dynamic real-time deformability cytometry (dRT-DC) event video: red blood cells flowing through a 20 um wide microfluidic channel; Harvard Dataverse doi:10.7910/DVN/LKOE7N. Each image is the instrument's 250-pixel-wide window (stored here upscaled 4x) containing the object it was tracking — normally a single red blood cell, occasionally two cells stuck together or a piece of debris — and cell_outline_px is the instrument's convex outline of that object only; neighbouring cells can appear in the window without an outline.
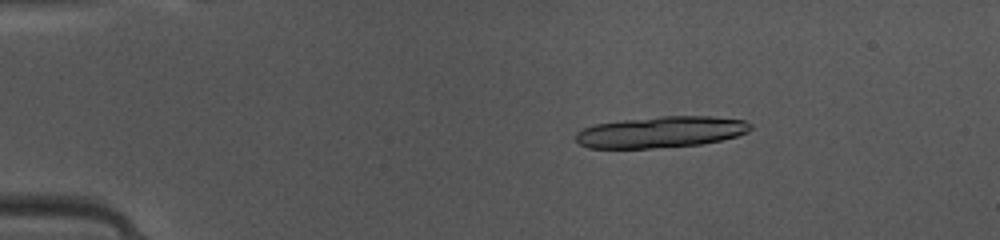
{"species": "common noctule bat (a hibernating species)", "species_latin": "Nyctalus noctula", "temperature_condition": "warm", "stored_images_in_passage": 40, "segment_of_instrument_passage": [1, 2], "camera_frame_rate_fps": 3000, "um_per_image_px": 0.085, "animal": {"sex": "female", "body_mass_g": 10.0, "forearm_length_mm": 53.1}, "frame": {"image": 1, "passage_image": 1, "time_ms": 0.0, "image_size_px": [1000, 240], "cell_outline_px": [[752, 128], [748, 132], [736, 136], [720, 140], [700, 144], [652, 148], [588, 148], [580, 144], [576, 140], [576, 132], [584, 128], [596, 124], [624, 120], [660, 116], [712, 116], [744, 120], [752, 124]], "centroid_in_image_um": [56.19, 11.22], "position_along_channel_um": 28.8, "area_um2": 31.73}}